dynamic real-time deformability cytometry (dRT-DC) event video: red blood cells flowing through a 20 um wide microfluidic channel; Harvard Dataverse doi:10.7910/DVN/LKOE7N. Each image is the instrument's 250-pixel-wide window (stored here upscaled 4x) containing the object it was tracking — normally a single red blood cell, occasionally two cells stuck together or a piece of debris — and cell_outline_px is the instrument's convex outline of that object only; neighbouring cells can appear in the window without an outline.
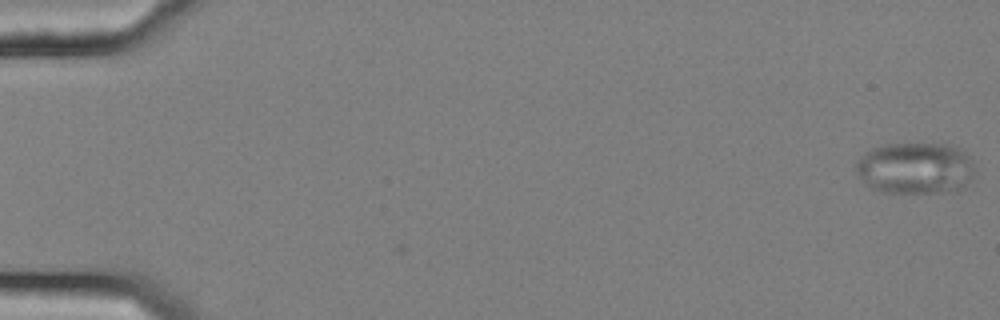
{"species": "common noctule bat (a hibernating species)", "species_latin": "Nyctalus noctula", "temperature_condition": "cold", "stored_images_in_passage": 57, "camera_frame_rate_fps": 3000, "um_per_image_px": 0.085, "animal": {"sex": "female", "body_mass_g": 25.1}, "frame": {"image": 1, "passage_image": 1, "time_ms": 0.0, "image_size_px": [1000, 320], "cell_outline_px": [[972, 176], [968, 184], [964, 188], [940, 192], [884, 192], [872, 188], [856, 172], [856, 164], [860, 156], [864, 152], [872, 148], [884, 144], [944, 144], [956, 148], [964, 152], [972, 160]], "centroid_in_image_um": [77.78, 14.29], "position_along_channel_um": 7.2, "area_um2": 35.32}}
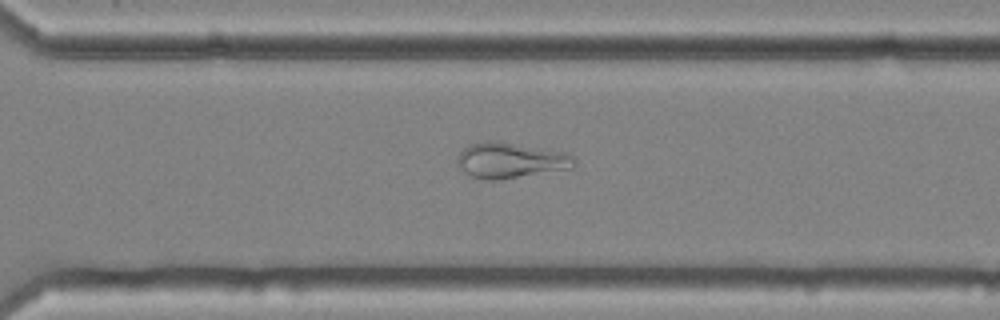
{"frame": {"image": 2, "passage_image": 41, "time_ms": 13.333, "image_size_px": [1000, 320], "cell_outline_px": [[576, 164], [572, 168], [500, 180], [484, 180], [472, 176], [464, 172], [460, 168], [456, 160], [456, 156], [468, 144], [488, 140], [492, 140], [568, 152], [576, 160]], "centroid_in_image_um": [43.38, 13.63], "position_along_channel_um": 327.2, "area_um2": 24.51}}
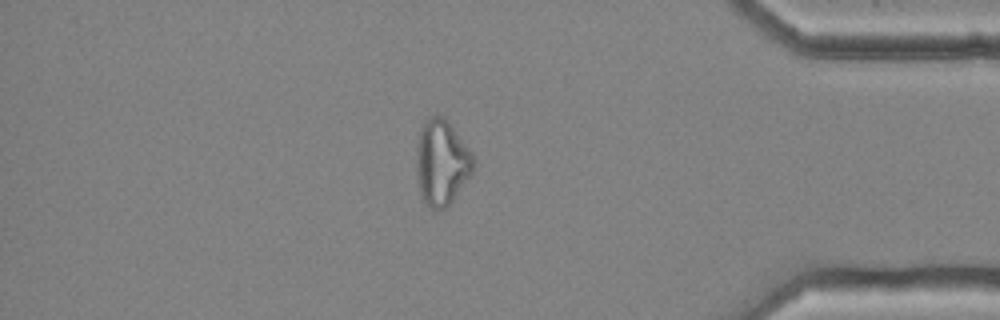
{"frame": {"image": 3, "passage_image": 49, "time_ms": 16.0, "image_size_px": [1000, 320], "cell_outline_px": [[472, 172], [452, 200], [444, 208], [436, 212], [424, 200], [420, 192], [416, 164], [416, 140], [420, 128], [436, 112], [444, 116], [448, 120], [472, 152]], "centroid_in_image_um": [37.51, 13.75], "position_along_channel_um": 397.7, "area_um2": 28.15}, "authors_computed_cell_mechanics": {"area_um2": 29.1312, "velocity_mm_per_s": 3.6335, "shape_relaxation_time_tau1_ms": null, "shape_relaxation_time_tau2_ms": 2.2722, "deformation_change_tau1": null, "deformation_change_tau2": 0.0886}}